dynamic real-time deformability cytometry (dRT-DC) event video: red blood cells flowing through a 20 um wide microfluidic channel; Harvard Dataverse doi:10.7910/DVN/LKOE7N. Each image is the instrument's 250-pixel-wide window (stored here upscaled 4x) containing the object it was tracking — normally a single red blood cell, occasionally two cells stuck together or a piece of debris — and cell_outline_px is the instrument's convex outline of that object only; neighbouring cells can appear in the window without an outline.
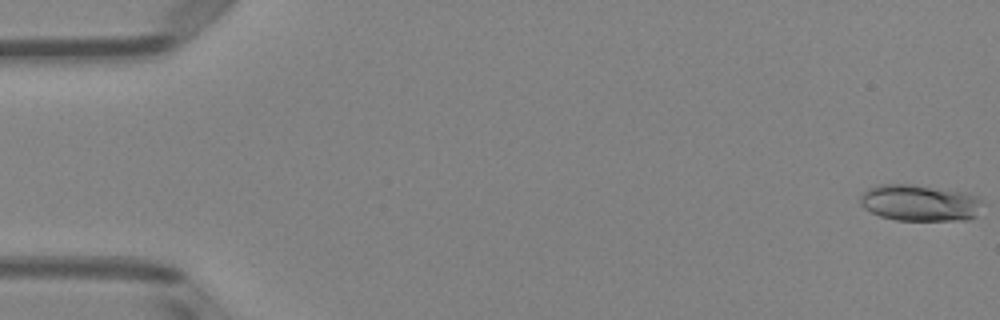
{"species": "Egyptian fruit bat (a non-hibernating species)", "species_latin": "Rousettus aegyptiacus", "temperature_condition": "room temperature", "stored_images_in_passage": 51, "camera_frame_rate_fps": 3000, "um_per_image_px": 0.085, "animal": {"sex": "female"}, "frame": {"image": 1, "passage_image": 1, "time_ms": 0.0, "image_size_px": [1000, 320], "cell_outline_px": [[984, 204], [976, 216], [968, 220], [896, 220], [880, 216], [864, 208], [860, 204], [860, 196], [868, 188], [880, 184], [912, 184], [964, 192], [980, 196], [984, 200]], "centroid_in_image_um": [78.23, 17.24], "position_along_channel_um": 6.8, "area_um2": 26.3}}
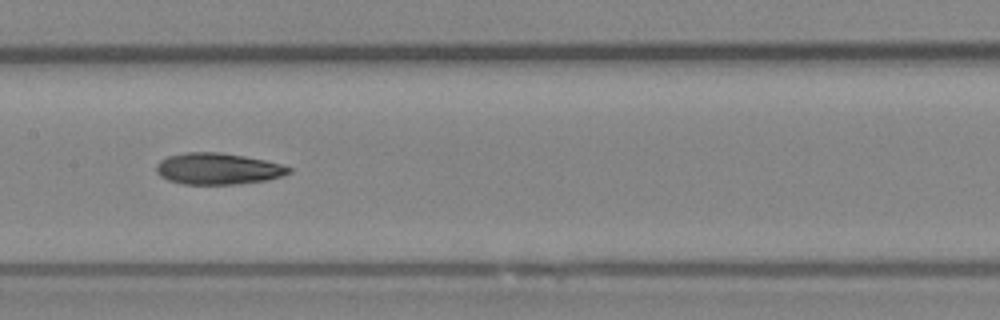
{"frame": {"image": 2, "passage_image": 26, "time_ms": 8.333, "image_size_px": [1000, 320], "cell_outline_px": [[292, 172], [284, 176], [264, 180], [236, 184], [184, 184], [168, 180], [160, 176], [156, 172], [156, 164], [160, 160], [168, 156], [184, 152], [220, 152], [244, 156], [264, 160], [280, 164], [292, 168]], "centroid_in_image_um": [18.5, 14.34], "position_along_channel_um": 188.9, "area_um2": 24.28}}
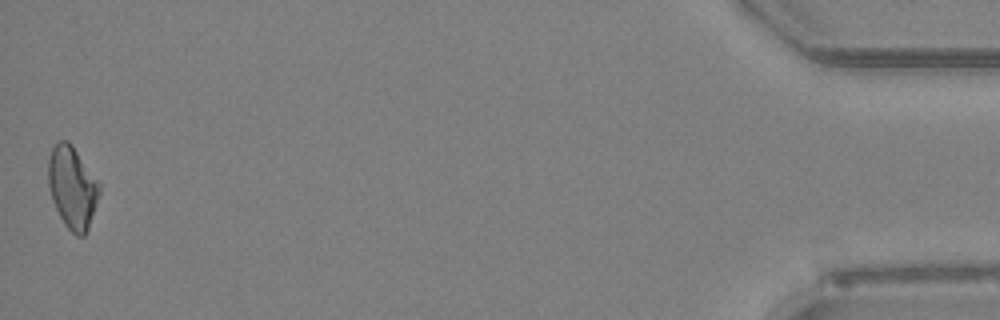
{"frame": {"image": 3, "passage_image": 51, "time_ms": 16.667, "image_size_px": [1000, 320], "cell_outline_px": [[100, 192], [88, 228], [84, 236], [76, 236], [64, 224], [52, 200], [48, 184], [48, 160], [52, 148], [60, 140], [68, 140], [72, 144], [100, 184]], "centroid_in_image_um": [6.14, 15.92], "position_along_channel_um": 429.1, "area_um2": 24.28}, "authors_computed_cell_mechanics": {"area_um2": 24.276, "velocity_mm_per_s": 4.0101, "shape_relaxation_time_tau1_ms": 4.884, "shape_relaxation_time_tau2_ms": 4.5259, "deformation_change_tau1": 0.1401, "deformation_change_tau2": 0.1343}}